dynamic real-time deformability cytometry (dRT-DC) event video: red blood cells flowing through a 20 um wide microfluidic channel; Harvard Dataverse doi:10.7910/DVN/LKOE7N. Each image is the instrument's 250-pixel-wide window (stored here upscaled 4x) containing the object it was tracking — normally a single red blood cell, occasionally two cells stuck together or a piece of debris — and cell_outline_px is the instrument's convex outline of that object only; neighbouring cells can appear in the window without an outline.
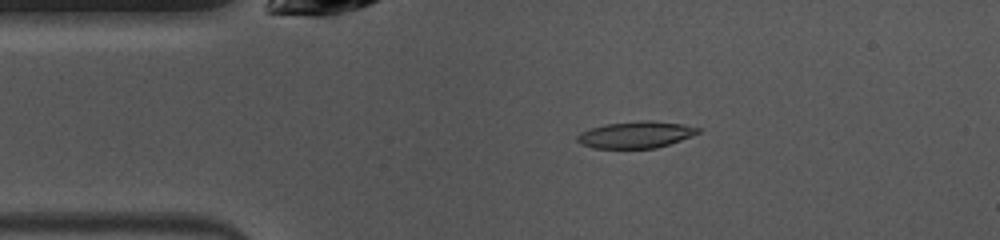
{"species": "common noctule bat (a hibernating species)", "species_latin": "Nyctalus noctula", "temperature_condition": "warm", "stored_images_in_passage": 47, "camera_frame_rate_fps": 3000, "um_per_image_px": 0.085, "animal": {"sex": "female", "body_mass_g": 10.0, "forearm_length_mm": 53.1}, "frame": {"image": 1, "passage_image": 8, "time_ms": 2.333, "image_size_px": [1000, 240], "cell_outline_px": [[700, 132], [680, 140], [656, 148], [592, 148], [580, 144], [576, 140], [576, 136], [580, 132], [604, 124], [640, 120], [652, 120], [684, 124], [700, 128]], "centroid_in_image_um": [54.01, 11.44], "position_along_channel_um": 31.0, "area_um2": 18.84}}
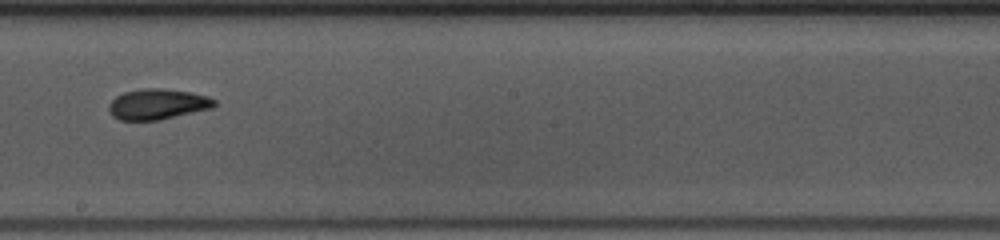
{"frame": {"image": 2, "passage_image": 25, "time_ms": 8.0, "image_size_px": [1000, 240], "cell_outline_px": [[216, 104], [212, 108], [160, 120], [120, 120], [112, 116], [108, 108], [108, 104], [116, 96], [124, 92], [140, 88], [160, 88], [192, 92], [208, 96], [216, 100]], "centroid_in_image_um": [13.39, 8.85], "position_along_channel_um": 234.8, "area_um2": 18.96}}
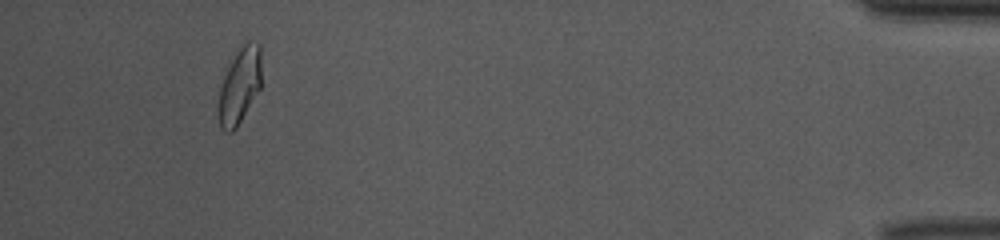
{"frame": {"image": 3, "passage_image": 44, "time_ms": 14.333, "image_size_px": [1000, 240], "cell_outline_px": [[260, 88], [236, 128], [232, 132], [224, 132], [220, 128], [220, 88], [224, 76], [236, 48], [240, 44], [248, 40], [260, 44]], "centroid_in_image_um": [20.38, 7.22], "position_along_channel_um": 414.8, "area_um2": 18.73}, "authors_computed_cell_mechanics": {"area_um2": 18.6694, "velocity_mm_per_s": 4.0421, "shape_relaxation_time_tau1_ms": 3.125, "shape_relaxation_time_tau2_ms": 2.7433, "deformation_change_tau1": 0.1378, "deformation_change_tau2": 0.0922}}